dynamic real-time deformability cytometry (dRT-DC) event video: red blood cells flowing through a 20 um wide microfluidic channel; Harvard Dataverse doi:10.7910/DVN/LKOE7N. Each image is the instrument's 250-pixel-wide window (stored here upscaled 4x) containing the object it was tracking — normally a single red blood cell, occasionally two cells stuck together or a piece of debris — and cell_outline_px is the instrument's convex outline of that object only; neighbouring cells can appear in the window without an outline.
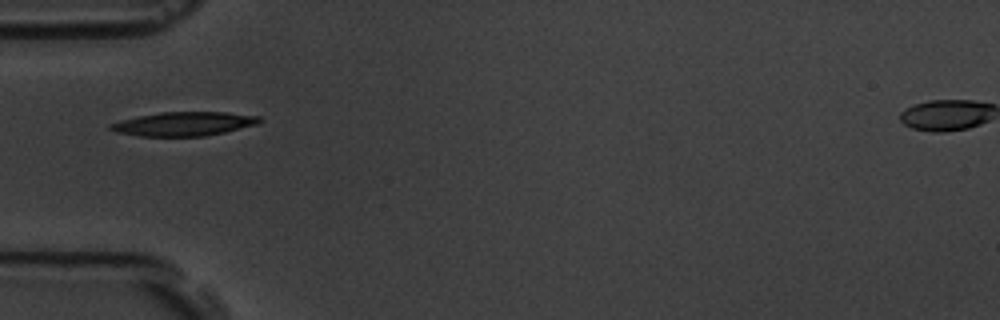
{"species": "common noctule bat (a hibernating species)", "species_latin": "Nyctalus noctula", "temperature_condition": "room temperature", "stored_images_in_passage": 11, "camera_frame_rate_fps": 3000, "um_per_image_px": 0.085, "animal": {"sex": "male", "body_mass_g": 19.5, "forearm_length_mm": 54.6}, "frame": {"image": 1, "passage_image": 1, "time_ms": 0.0, "image_size_px": [1000, 320], "cell_outline_px": [[264, 120], [256, 124], [224, 132], [204, 136], [140, 136], [116, 132], [108, 128], [108, 124], [120, 120], [160, 112], [228, 112], [260, 116]], "centroid_in_image_um": [15.62, 10.52], "position_along_channel_um": 69.4, "area_um2": 20.75}}
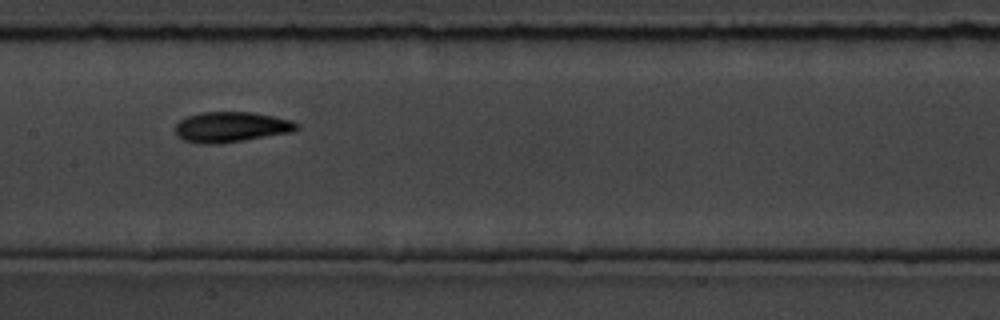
{"frame": {"image": 2, "passage_image": 4, "time_ms": 3.333, "image_size_px": [1000, 320], "cell_outline_px": [[300, 128], [292, 132], [220, 144], [200, 144], [184, 140], [176, 136], [176, 124], [180, 120], [188, 116], [200, 112], [252, 112], [292, 120], [300, 124]], "centroid_in_image_um": [19.66, 10.8], "position_along_channel_um": 187.7, "area_um2": 21.62}}
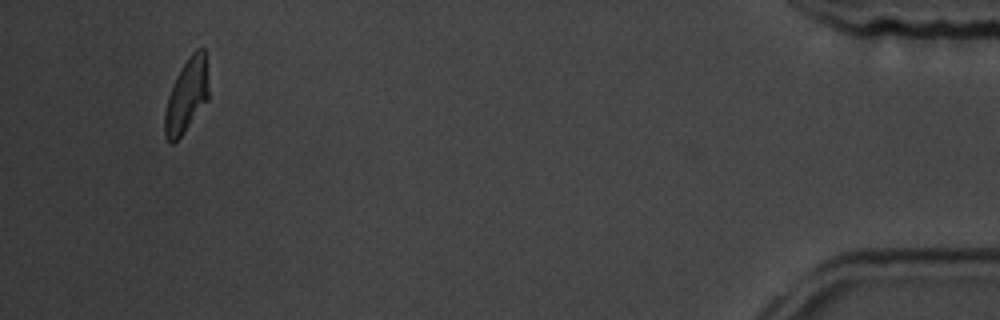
{"frame": {"image": 3, "passage_image": 11, "time_ms": 12.0, "image_size_px": [1000, 320], "cell_outline_px": [[208, 100], [184, 132], [172, 144], [168, 144], [164, 136], [164, 112], [168, 96], [172, 84], [176, 76], [188, 56], [196, 48], [204, 48], [208, 88]], "centroid_in_image_um": [15.83, 8.15], "position_along_channel_um": 419.4, "area_um2": 18.9}, "authors_computed_cell_mechanics": {"area_um2": 20.5768, "velocity_mm_per_s": 3.5539, "shape_relaxation_time_tau1_ms": 2.8492, "shape_relaxation_time_tau2_ms": 2.0267, "deformation_change_tau1": 0.1336, "deformation_change_tau2": 0.0823}}